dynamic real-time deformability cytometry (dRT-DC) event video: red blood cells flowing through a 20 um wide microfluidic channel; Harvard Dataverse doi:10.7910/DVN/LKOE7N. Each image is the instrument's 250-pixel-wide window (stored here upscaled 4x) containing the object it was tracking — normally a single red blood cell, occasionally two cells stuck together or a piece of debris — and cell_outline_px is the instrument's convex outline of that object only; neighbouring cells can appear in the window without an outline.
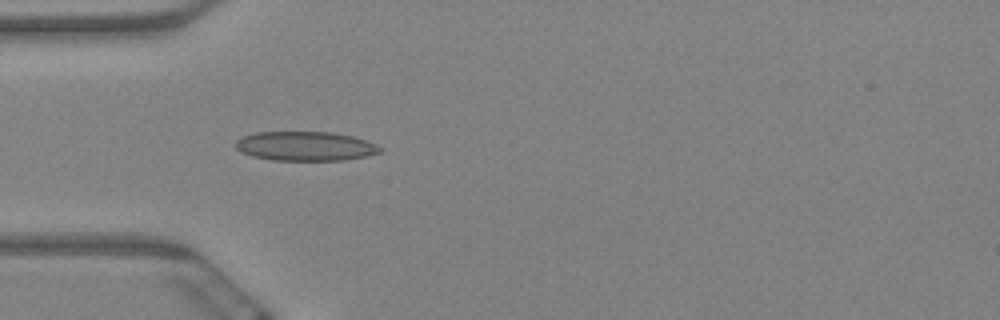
{"species": "Egyptian fruit bat (a non-hibernating species)", "species_latin": "Rousettus aegyptiacus", "temperature_condition": "warm", "stored_images_in_passage": 6, "camera_frame_rate_fps": 3000, "um_per_image_px": 0.085, "animal": {"sex": "female"}, "frame": {"image": 1, "passage_image": 6, "time_ms": 1.667, "image_size_px": [1000, 320], "cell_outline_px": [[380, 152], [364, 156], [344, 160], [272, 160], [252, 156], [236, 148], [236, 140], [244, 136], [256, 132], [332, 132], [352, 136], [376, 144], [380, 148]], "centroid_in_image_um": [25.94, 12.42], "position_along_channel_um": 59.1, "area_um2": 24.33}}